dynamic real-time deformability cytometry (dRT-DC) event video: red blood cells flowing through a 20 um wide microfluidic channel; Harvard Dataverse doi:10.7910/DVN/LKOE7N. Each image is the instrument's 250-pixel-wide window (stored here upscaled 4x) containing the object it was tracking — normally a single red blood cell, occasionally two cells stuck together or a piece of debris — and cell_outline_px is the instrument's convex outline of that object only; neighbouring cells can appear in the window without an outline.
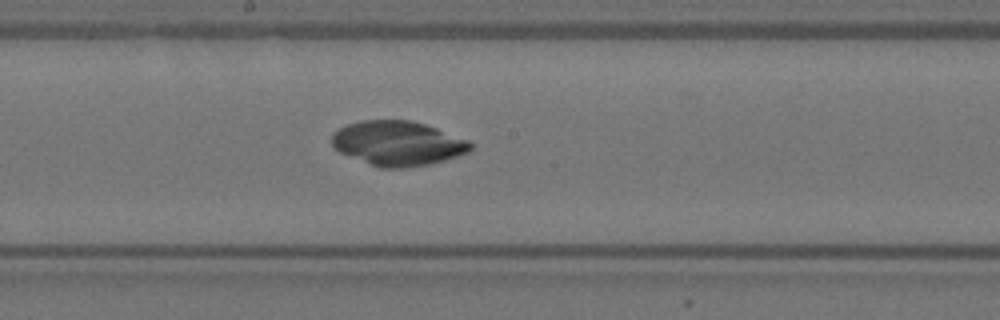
{"species": "Egyptian fruit bat (a non-hibernating species)", "species_latin": "Rousettus aegyptiacus", "temperature_condition": "warm", "stored_images_in_passage": 46, "camera_frame_rate_fps": 3000, "um_per_image_px": 0.085, "animal": {"sex": "female"}, "frame": {"image": 1, "passage_image": 19, "time_ms": 6.0, "image_size_px": [1000, 320], "cell_outline_px": [[472, 148], [468, 152], [444, 160], [428, 164], [404, 168], [380, 168], [340, 152], [332, 144], [332, 132], [348, 124], [360, 120], [412, 120], [436, 128], [468, 140], [472, 144]], "centroid_in_image_um": [33.8, 12.17], "position_along_channel_um": 214.4, "area_um2": 35.78}}
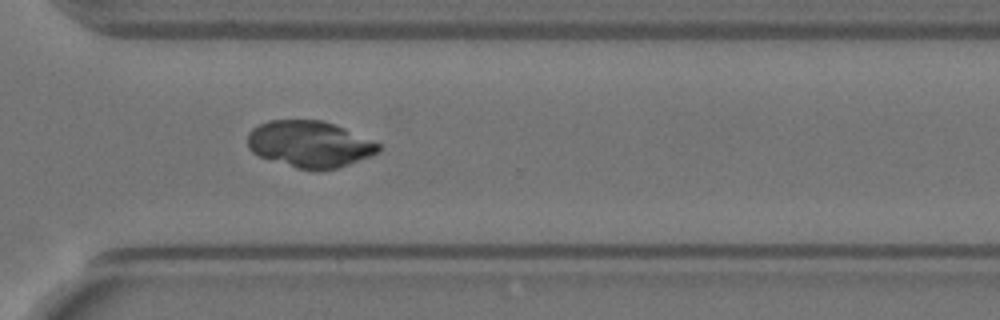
{"frame": {"image": 2, "passage_image": 30, "time_ms": 9.667, "image_size_px": [1000, 320], "cell_outline_px": [[380, 152], [348, 164], [336, 168], [320, 172], [296, 168], [260, 156], [252, 152], [248, 148], [248, 132], [252, 128], [268, 120], [324, 120], [344, 128], [380, 144]], "centroid_in_image_um": [26.3, 12.26], "position_along_channel_um": 344.3, "area_um2": 35.49}}
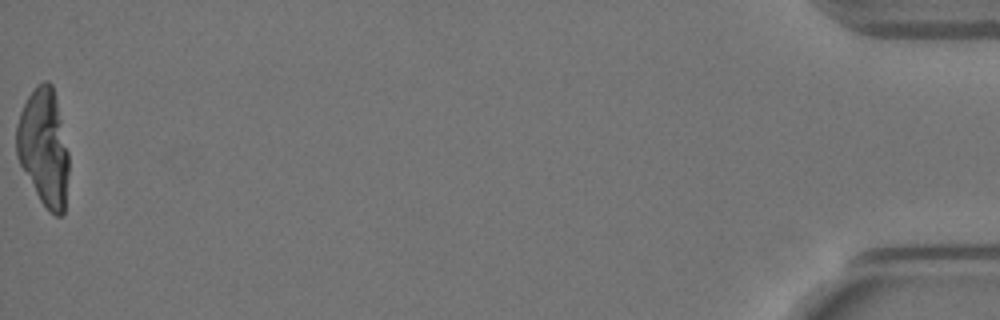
{"frame": {"image": 3, "passage_image": 46, "time_ms": 15.0, "image_size_px": [1000, 320], "cell_outline_px": [[68, 172], [64, 212], [60, 216], [56, 216], [48, 212], [40, 200], [20, 164], [16, 156], [16, 124], [20, 112], [28, 96], [36, 84], [44, 80], [48, 80], [52, 84], [56, 100], [68, 152]], "centroid_in_image_um": [3.7, 12.53], "position_along_channel_um": 431.5, "area_um2": 35.55}}